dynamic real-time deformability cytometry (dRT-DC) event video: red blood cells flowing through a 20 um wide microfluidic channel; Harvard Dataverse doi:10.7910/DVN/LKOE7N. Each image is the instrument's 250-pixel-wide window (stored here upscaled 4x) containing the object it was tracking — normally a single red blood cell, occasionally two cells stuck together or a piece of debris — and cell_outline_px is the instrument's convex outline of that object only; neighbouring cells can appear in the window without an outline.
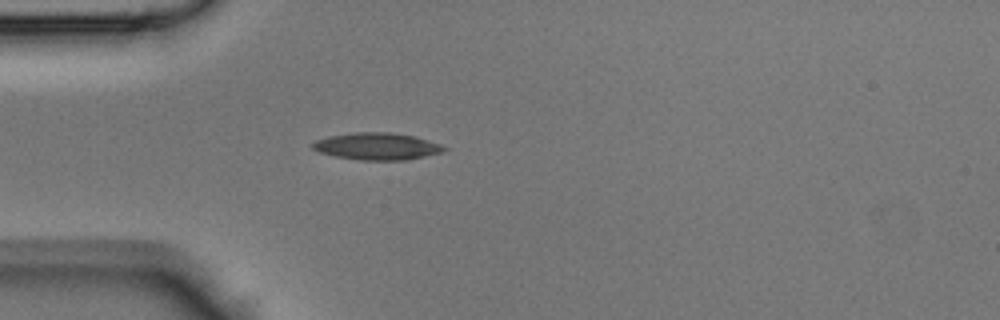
{"species": "Egyptian fruit bat (a non-hibernating species)", "species_latin": "Rousettus aegyptiacus", "temperature_condition": "room temperature", "stored_images_in_passage": 35, "camera_frame_rate_fps": 3000, "um_per_image_px": 0.085, "animal": {"sex": "male"}, "frame": {"image": 1, "passage_image": 6, "time_ms": 1.667, "image_size_px": [1000, 320], "cell_outline_px": [[448, 148], [444, 152], [404, 160], [360, 160], [336, 156], [320, 152], [312, 148], [312, 144], [316, 140], [328, 136], [356, 132], [392, 132], [416, 136], [440, 144]], "centroid_in_image_um": [32.07, 12.43], "position_along_channel_um": 52.9, "area_um2": 20.69}}
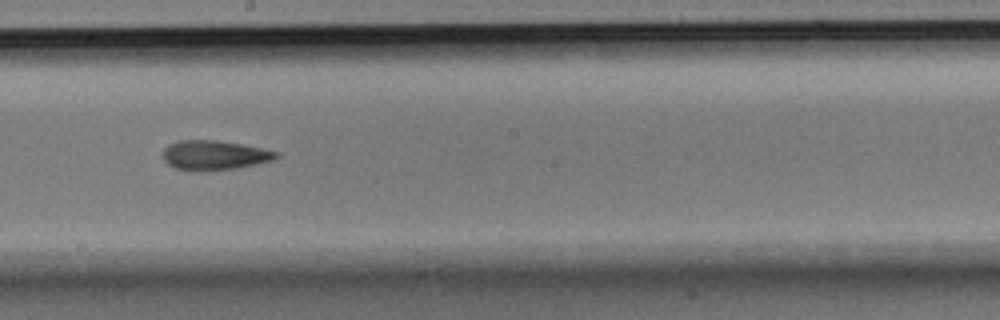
{"frame": {"image": 2, "passage_image": 19, "time_ms": 6.0, "image_size_px": [1000, 320], "cell_outline_px": [[280, 156], [272, 160], [256, 164], [236, 168], [208, 172], [200, 172], [176, 168], [168, 164], [164, 160], [164, 148], [168, 144], [180, 140], [216, 140], [240, 144], [280, 152]], "centroid_in_image_um": [18.22, 13.2], "position_along_channel_um": 230.0, "area_um2": 19.59}}
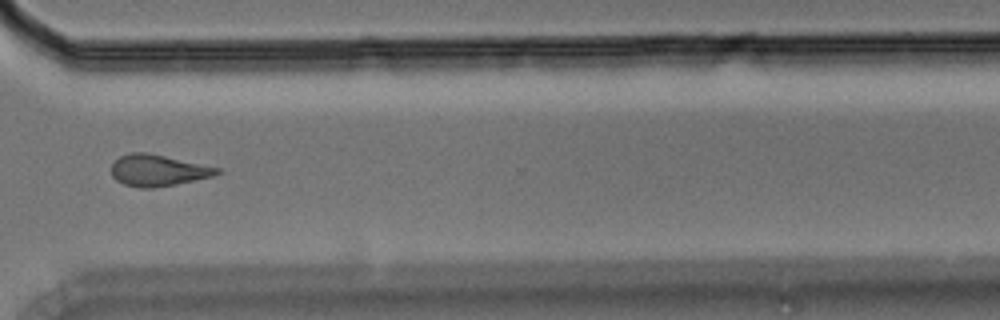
{"frame": {"image": 3, "passage_image": 28, "time_ms": 9.0, "image_size_px": [1000, 320], "cell_outline_px": [[224, 172], [212, 176], [176, 184], [152, 188], [140, 188], [124, 184], [116, 180], [112, 176], [112, 164], [120, 156], [128, 152], [148, 152], [220, 168]], "centroid_in_image_um": [13.42, 14.47], "position_along_channel_um": 357.2, "area_um2": 19.36}}